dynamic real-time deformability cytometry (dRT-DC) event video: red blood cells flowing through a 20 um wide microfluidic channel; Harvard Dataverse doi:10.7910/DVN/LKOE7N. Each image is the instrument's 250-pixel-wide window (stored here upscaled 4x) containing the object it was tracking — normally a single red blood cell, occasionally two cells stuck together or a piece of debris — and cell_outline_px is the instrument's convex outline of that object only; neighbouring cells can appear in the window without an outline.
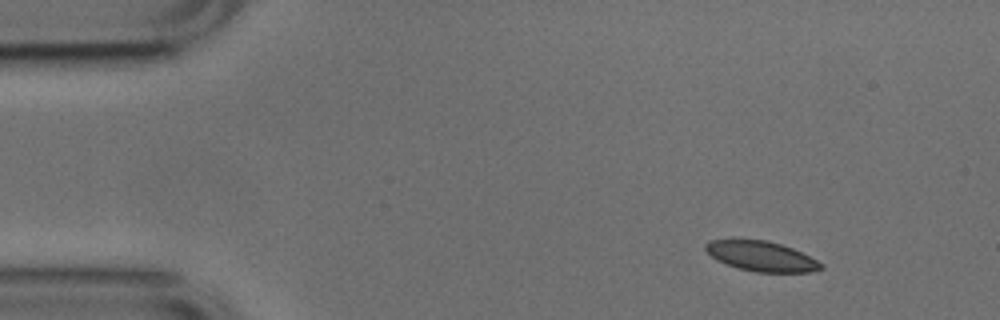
{"species": "common noctule bat (a hibernating species)", "species_latin": "Nyctalus noctula", "temperature_condition": "cold", "stored_images_in_passage": 48, "camera_frame_rate_fps": 3000, "um_per_image_px": 0.085, "animal": {"sex": "male", "body_mass_g": 17.9, "forearm_length_mm": 54.2}, "frame": {"image": 1, "passage_image": 1, "time_ms": 0.0, "image_size_px": [1000, 320], "cell_outline_px": [[824, 268], [808, 272], [756, 272], [740, 268], [716, 260], [704, 248], [704, 244], [708, 240], [764, 240], [780, 244], [792, 248], [824, 264]], "centroid_in_image_um": [64.71, 21.78], "position_along_channel_um": 20.3, "area_um2": 19.83}}
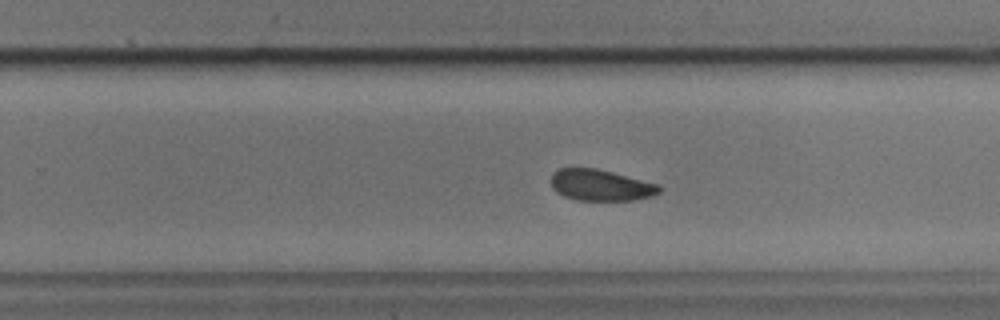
{"frame": {"image": 2, "passage_image": 28, "time_ms": 9.0, "image_size_px": [1000, 320], "cell_outline_px": [[664, 188], [660, 192], [652, 196], [632, 200], [576, 200], [564, 196], [556, 192], [552, 188], [552, 172], [560, 168], [596, 168], [660, 184]], "centroid_in_image_um": [51.08, 15.74], "position_along_channel_um": 278.7, "area_um2": 19.83}}
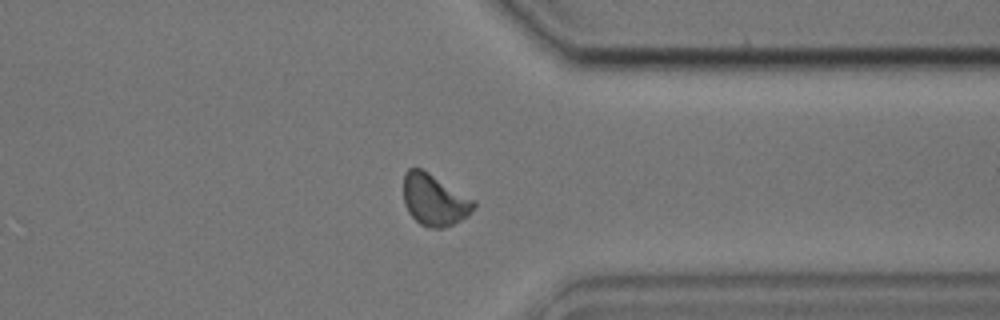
{"frame": {"image": 3, "passage_image": 36, "time_ms": 11.667, "image_size_px": [1000, 320], "cell_outline_px": [[476, 204], [468, 216], [444, 228], [428, 228], [420, 224], [408, 212], [404, 204], [404, 172], [408, 168], [420, 168], [428, 172], [476, 200]], "centroid_in_image_um": [36.92, 16.99], "position_along_channel_um": 374.5, "area_um2": 21.15}, "authors_computed_cell_mechanics": {"area_um2": 20.808, "velocity_mm_per_s": 3.7476, "shape_relaxation_time_tau1_ms": 2.9275, "shape_relaxation_time_tau2_ms": 2.3292, "deformation_change_tau1": 0.0786, "deformation_change_tau2": 0.0569}}